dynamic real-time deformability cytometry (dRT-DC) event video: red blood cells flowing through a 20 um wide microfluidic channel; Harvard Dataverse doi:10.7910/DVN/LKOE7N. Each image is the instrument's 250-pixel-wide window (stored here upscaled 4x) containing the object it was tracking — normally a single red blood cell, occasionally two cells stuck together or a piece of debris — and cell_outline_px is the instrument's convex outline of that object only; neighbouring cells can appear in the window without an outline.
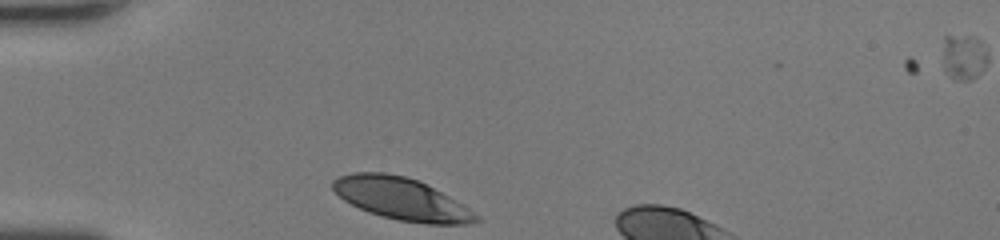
{"species": "human", "species_latin": "Homo sapiens", "temperature_condition": "room temperature", "stored_images_in_passage": 7, "camera_frame_rate_fps": 3000, "um_per_image_px": 0.085, "donor": {"sex": "female"}, "frame": {"image": 1, "passage_image": 1, "time_ms": 0.0, "image_size_px": [1000, 240], "cell_outline_px": [[480, 220], [464, 224], [428, 224], [400, 220], [368, 212], [344, 200], [332, 188], [332, 180], [340, 176], [352, 172], [384, 172], [404, 176], [416, 180], [440, 192], [468, 208], [480, 216]], "centroid_in_image_um": [34.09, 16.9], "position_along_channel_um": 50.9, "area_um2": 34.51}}
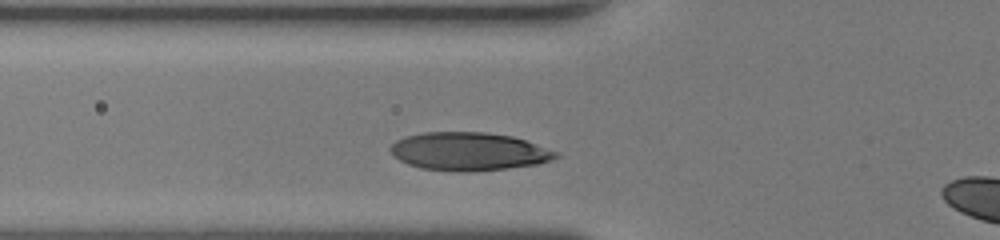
{"frame": {"image": 2, "passage_image": 5, "time_ms": 1.333, "image_size_px": [1000, 240], "cell_outline_px": [[560, 156], [552, 160], [536, 164], [508, 168], [468, 172], [460, 172], [420, 168], [408, 164], [400, 160], [388, 148], [396, 140], [404, 136], [424, 132], [484, 132], [512, 136], [560, 152]], "centroid_in_image_um": [39.85, 12.87], "position_along_channel_um": 85.9, "area_um2": 36.82}}